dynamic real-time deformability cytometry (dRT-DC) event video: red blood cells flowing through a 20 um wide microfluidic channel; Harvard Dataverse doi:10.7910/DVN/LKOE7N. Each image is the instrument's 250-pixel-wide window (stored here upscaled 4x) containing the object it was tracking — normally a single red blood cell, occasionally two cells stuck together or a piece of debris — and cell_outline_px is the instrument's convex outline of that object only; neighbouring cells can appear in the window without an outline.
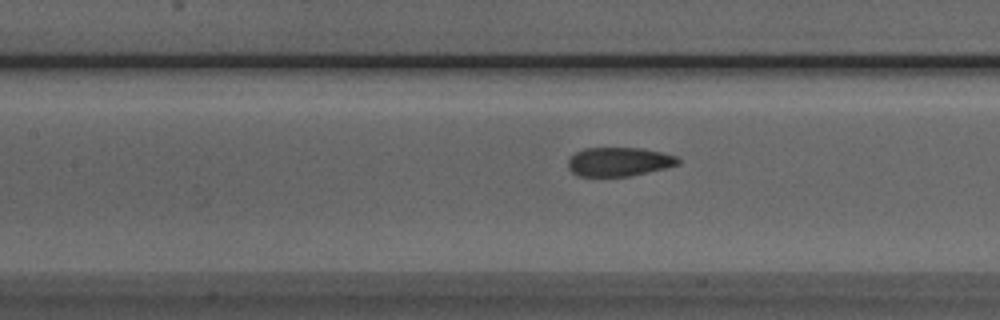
{"species": "Egyptian fruit bat (a non-hibernating species)", "species_latin": "Rousettus aegyptiacus", "temperature_condition": "room temperature", "stored_images_in_passage": 19, "camera_frame_rate_fps": 3000, "um_per_image_px": 0.085, "animal": {"sex": "male"}, "frame": {"image": 1, "passage_image": 16, "time_ms": 5.0, "image_size_px": [1000, 320], "cell_outline_px": [[680, 164], [664, 168], [628, 176], [576, 176], [568, 168], [568, 156], [584, 148], [644, 148], [676, 156], [680, 160]], "centroid_in_image_um": [52.57, 13.74], "position_along_channel_um": 154.8, "area_um2": 18.55}}